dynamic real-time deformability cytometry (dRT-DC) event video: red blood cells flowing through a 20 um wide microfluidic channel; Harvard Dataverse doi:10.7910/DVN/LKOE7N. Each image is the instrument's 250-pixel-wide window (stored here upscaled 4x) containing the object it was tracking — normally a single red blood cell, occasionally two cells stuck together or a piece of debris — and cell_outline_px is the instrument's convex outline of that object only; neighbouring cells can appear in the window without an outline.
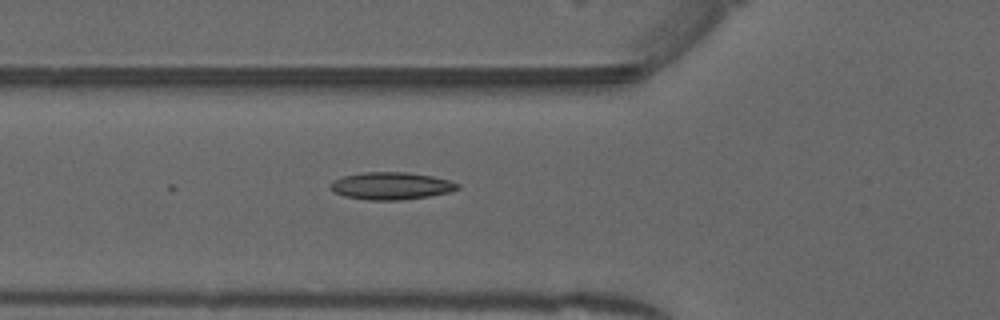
{"species": "common noctule bat (a hibernating species)", "species_latin": "Nyctalus noctula", "temperature_condition": "warm", "stored_images_in_passage": 18, "camera_frame_rate_fps": 3000, "um_per_image_px": 0.085, "animal": {"sex": "male", "forearm_length_mm": 52.5}, "frame": {"image": 1, "passage_image": 18, "time_ms": 5.667, "image_size_px": [1000, 320], "cell_outline_px": [[460, 188], [448, 192], [428, 196], [400, 200], [368, 200], [344, 196], [332, 192], [328, 184], [332, 180], [344, 176], [360, 172], [408, 172], [432, 176], [448, 180], [460, 184]], "centroid_in_image_um": [33.19, 15.79], "position_along_channel_um": 92.6, "area_um2": 20.4}}